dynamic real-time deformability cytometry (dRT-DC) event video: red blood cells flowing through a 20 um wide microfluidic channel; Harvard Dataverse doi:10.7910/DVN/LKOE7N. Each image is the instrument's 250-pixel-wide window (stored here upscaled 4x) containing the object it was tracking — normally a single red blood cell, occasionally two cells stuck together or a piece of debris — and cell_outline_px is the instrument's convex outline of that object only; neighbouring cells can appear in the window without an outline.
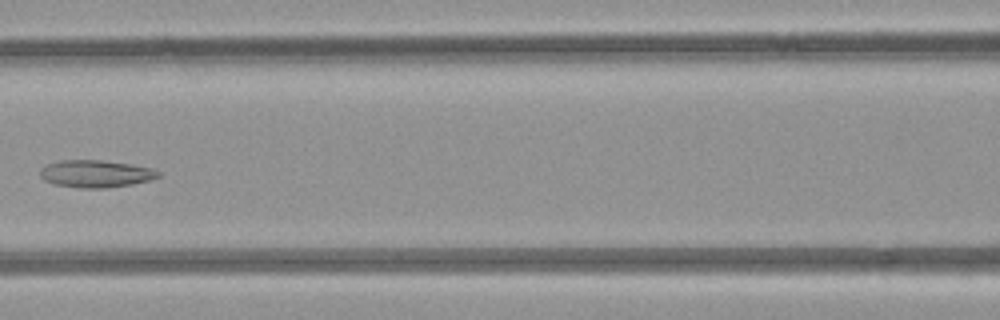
{"species": "common noctule bat (a hibernating species)", "species_latin": "Nyctalus noctula", "temperature_condition": "room temperature", "stored_images_in_passage": 6, "camera_frame_rate_fps": 3000, "um_per_image_px": 0.085, "animal": {"sex": "female", "body_mass_g": 21.9}, "frame": {"image": 1, "passage_image": 5, "time_ms": 4.667, "image_size_px": [1000, 320], "cell_outline_px": [[160, 176], [148, 180], [132, 184], [108, 188], [80, 188], [56, 184], [44, 180], [40, 176], [40, 168], [48, 164], [60, 160], [104, 160], [132, 164], [152, 168], [160, 172]], "centroid_in_image_um": [8.14, 14.76], "position_along_channel_um": 158.5, "area_um2": 18.84}}
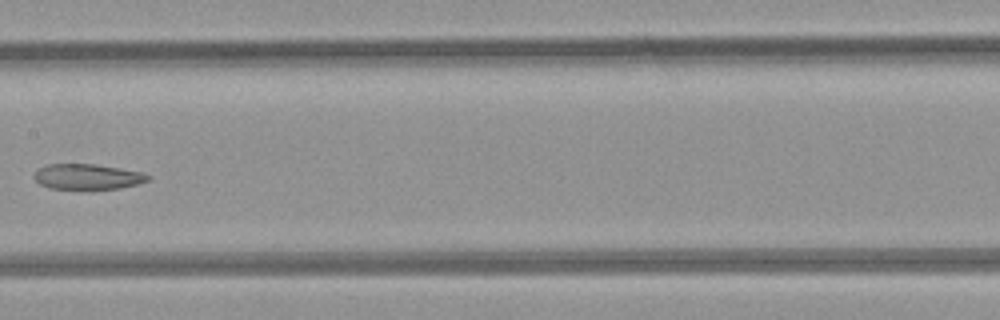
{"frame": {"image": 2, "passage_image": 6, "time_ms": 5.667, "image_size_px": [1000, 320], "cell_outline_px": [[152, 176], [148, 180], [136, 184], [120, 188], [48, 188], [40, 184], [32, 176], [40, 168], [48, 164], [96, 164], [144, 172]], "centroid_in_image_um": [7.46, 15.0], "position_along_channel_um": 199.9, "area_um2": 16.65}}